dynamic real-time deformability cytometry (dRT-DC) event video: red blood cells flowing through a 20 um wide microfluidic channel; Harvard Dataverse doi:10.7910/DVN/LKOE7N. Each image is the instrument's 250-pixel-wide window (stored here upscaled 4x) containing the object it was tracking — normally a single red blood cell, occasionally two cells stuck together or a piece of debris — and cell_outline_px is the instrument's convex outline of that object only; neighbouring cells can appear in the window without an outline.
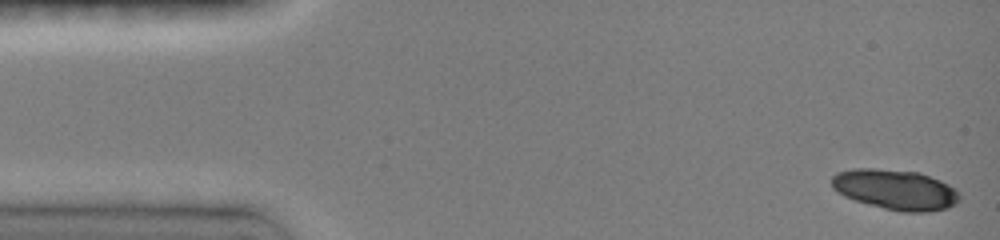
{"species": "common noctule bat (a hibernating species)", "species_latin": "Nyctalus noctula", "temperature_condition": "room temperature", "stored_images_in_passage": 46, "camera_frame_rate_fps": 3000, "um_per_image_px": 0.085, "animal": {"sex": "female", "body_mass_g": 19.0, "forearm_length_mm": 51.5}, "frame": {"image": 1, "passage_image": 1, "time_ms": 0.0, "image_size_px": [1000, 240], "cell_outline_px": [[960, 200], [956, 204], [948, 208], [928, 212], [900, 212], [868, 204], [844, 196], [836, 192], [832, 188], [832, 176], [836, 172], [852, 168], [876, 168], [920, 172], [940, 180], [956, 188], [960, 192]], "centroid_in_image_um": [76.13, 16.11], "position_along_channel_um": 8.9, "area_um2": 30.4}}